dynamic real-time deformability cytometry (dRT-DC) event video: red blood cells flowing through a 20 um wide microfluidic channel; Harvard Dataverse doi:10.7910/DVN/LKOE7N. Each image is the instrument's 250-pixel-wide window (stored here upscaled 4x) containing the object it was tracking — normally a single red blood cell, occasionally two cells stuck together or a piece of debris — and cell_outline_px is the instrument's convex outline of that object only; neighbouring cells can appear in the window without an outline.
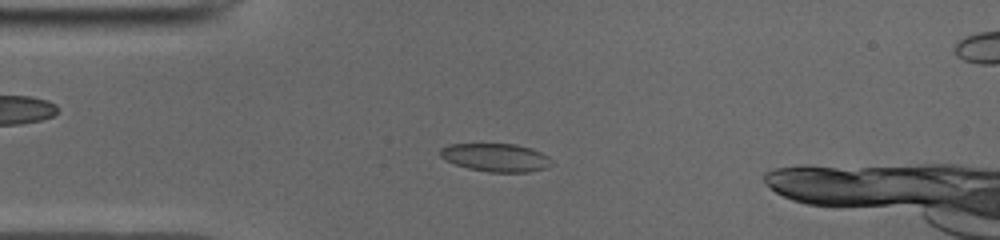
{"species": "common noctule bat (a hibernating species)", "species_latin": "Nyctalus noctula", "temperature_condition": "cold", "stored_images_in_passage": 46, "camera_frame_rate_fps": 3000, "um_per_image_px": 0.085, "animal": {"sex": "male", "body_mass_g": 19.0, "forearm_length_mm": 50.8}, "frame": {"image": 1, "passage_image": 11, "time_ms": 3.333, "image_size_px": [1000, 240], "cell_outline_px": [[552, 164], [544, 168], [528, 172], [488, 172], [468, 168], [444, 160], [440, 156], [440, 148], [448, 144], [516, 144], [532, 148], [548, 156], [552, 160]], "centroid_in_image_um": [42.13, 13.38], "position_along_channel_um": 42.9, "area_um2": 18.32}}
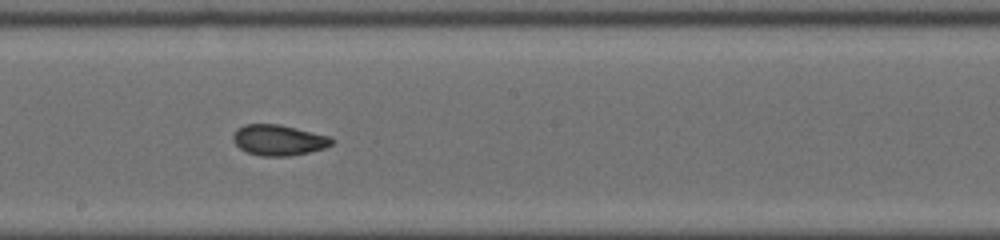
{"frame": {"image": 2, "passage_image": 26, "time_ms": 8.333, "image_size_px": [1000, 240], "cell_outline_px": [[336, 140], [332, 144], [324, 148], [308, 152], [288, 156], [260, 156], [248, 152], [240, 148], [232, 140], [232, 136], [244, 124], [280, 124], [328, 136]], "centroid_in_image_um": [23.69, 11.91], "position_along_channel_um": 224.5, "area_um2": 17.46}}
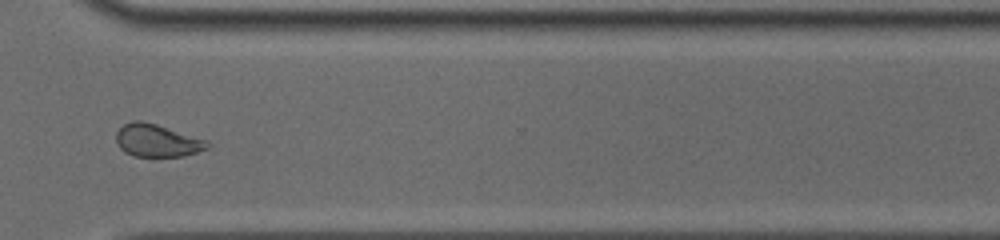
{"frame": {"image": 3, "passage_image": 36, "time_ms": 11.667, "image_size_px": [1000, 240], "cell_outline_px": [[212, 144], [208, 148], [184, 156], [132, 156], [124, 152], [120, 148], [116, 140], [116, 132], [124, 124], [132, 120], [140, 120], [156, 124], [208, 140]], "centroid_in_image_um": [13.36, 11.94], "position_along_channel_um": 357.2, "area_um2": 17.4}, "authors_computed_cell_mechanics": {"area_um2": 18.1781, "velocity_mm_per_s": 3.9534, "shape_relaxation_time_tau1_ms": 3.106, "shape_relaxation_time_tau2_ms": 1.4321, "deformation_change_tau1": 0.1161, "deformation_change_tau2": 0.0717}}